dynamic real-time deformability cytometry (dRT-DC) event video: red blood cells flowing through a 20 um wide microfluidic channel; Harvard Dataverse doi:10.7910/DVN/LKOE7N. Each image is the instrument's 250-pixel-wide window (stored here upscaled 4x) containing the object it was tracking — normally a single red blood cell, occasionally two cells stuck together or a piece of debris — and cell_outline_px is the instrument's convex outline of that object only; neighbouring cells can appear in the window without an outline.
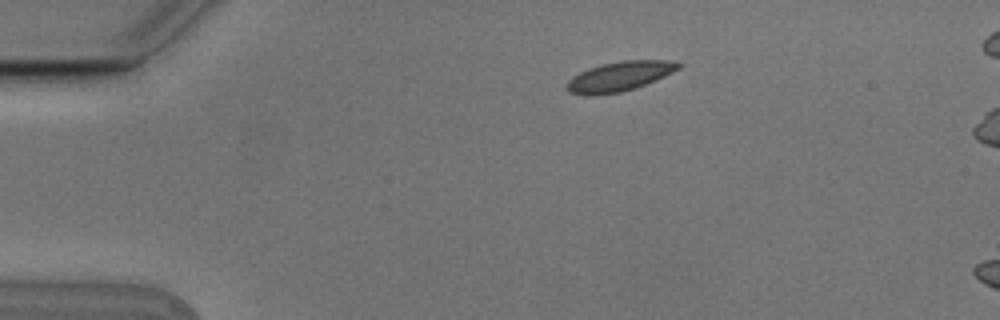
{"species": "Egyptian fruit bat (a non-hibernating species)", "species_latin": "Rousettus aegyptiacus", "temperature_condition": "cold", "stored_images_in_passage": 3, "camera_frame_rate_fps": 3000, "um_per_image_px": 0.085, "animal": {"sex": "male"}, "frame": {"image": 1, "passage_image": 1, "time_ms": 0.0, "image_size_px": [1000, 320], "cell_outline_px": [[684, 64], [680, 68], [664, 76], [636, 88], [620, 92], [592, 96], [584, 96], [568, 92], [564, 88], [568, 80], [572, 76], [588, 68], [600, 64], [620, 60], [668, 60]], "centroid_in_image_um": [52.6, 6.5], "position_along_channel_um": 32.4, "area_um2": 19.59}}